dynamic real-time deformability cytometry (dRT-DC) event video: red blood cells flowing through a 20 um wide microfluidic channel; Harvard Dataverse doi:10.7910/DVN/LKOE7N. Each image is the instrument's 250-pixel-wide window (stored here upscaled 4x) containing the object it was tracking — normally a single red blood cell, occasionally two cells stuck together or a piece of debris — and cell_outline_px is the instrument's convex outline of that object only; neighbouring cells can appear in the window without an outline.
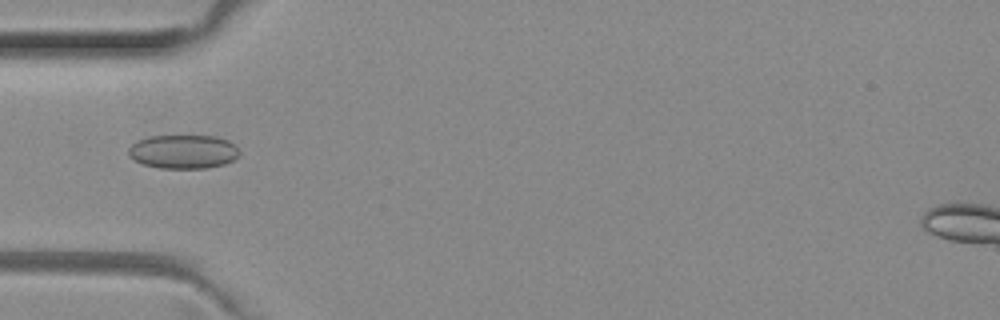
{"species": "common noctule bat (a hibernating species)", "species_latin": "Nyctalus noctula", "temperature_condition": "room temperature", "stored_images_in_passage": 50, "camera_frame_rate_fps": 3000, "um_per_image_px": 0.085, "animal": {"sex": "female", "body_mass_g": 29.2, "forearm_length_mm": 56.3}, "frame": {"image": 1, "passage_image": 15, "time_ms": 4.667, "image_size_px": [1000, 320], "cell_outline_px": [[240, 156], [224, 164], [208, 168], [160, 168], [144, 164], [136, 160], [128, 152], [128, 148], [136, 140], [148, 136], [216, 136], [228, 140], [240, 152]], "centroid_in_image_um": [15.59, 12.88], "position_along_channel_um": 69.4, "area_um2": 21.79}}
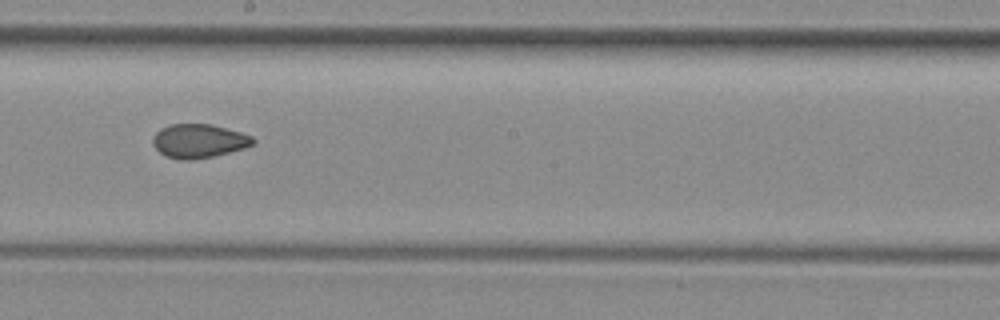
{"frame": {"image": 2, "passage_image": 27, "time_ms": 8.667, "image_size_px": [1000, 320], "cell_outline_px": [[256, 140], [252, 144], [244, 148], [212, 156], [192, 160], [180, 160], [164, 156], [152, 144], [152, 140], [156, 132], [160, 128], [168, 124], [212, 124], [240, 132], [252, 136]], "centroid_in_image_um": [16.86, 11.98], "position_along_channel_um": 231.3, "area_um2": 19.77}}
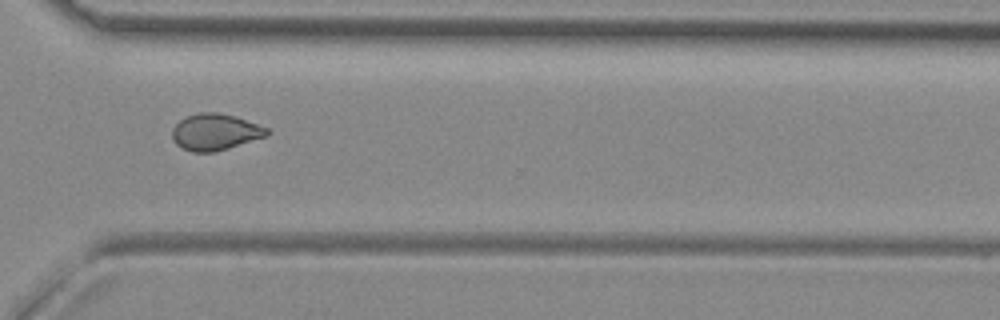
{"frame": {"image": 3, "passage_image": 36, "time_ms": 11.667, "image_size_px": [1000, 320], "cell_outline_px": [[268, 136], [228, 148], [212, 152], [192, 152], [176, 144], [172, 136], [172, 128], [180, 120], [188, 116], [200, 112], [216, 112], [236, 116], [268, 128]], "centroid_in_image_um": [18.3, 11.21], "position_along_channel_um": 352.3, "area_um2": 20.0}, "authors_computed_cell_mechanics": {"area_um2": 20.6057, "velocity_mm_per_s": 4.0326, "shape_relaxation_time_tau1_ms": null, "shape_relaxation_time_tau2_ms": 1.8405, "deformation_change_tau1": null, "deformation_change_tau2": 0.0559}}